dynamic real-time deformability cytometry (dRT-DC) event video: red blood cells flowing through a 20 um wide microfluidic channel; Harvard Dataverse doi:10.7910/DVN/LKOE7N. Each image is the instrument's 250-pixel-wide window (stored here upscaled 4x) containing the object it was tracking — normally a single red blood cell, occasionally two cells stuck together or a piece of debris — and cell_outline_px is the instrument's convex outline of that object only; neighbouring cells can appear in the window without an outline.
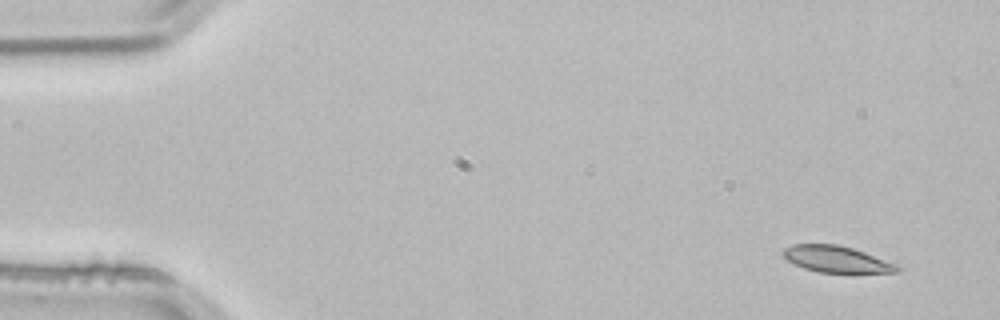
{"species": "common noctule bat (a hibernating species)", "species_latin": "Nyctalus noctula", "temperature_condition": "room temperature", "stored_images_in_passage": 4, "segment_of_instrument_passage": [1, 2], "camera_frame_rate_fps": 3000, "um_per_image_px": 0.085, "animal": {"sex": "male", "body_mass_g": 21.5, "forearm_length_mm": 52.0}, "frame": {"image": 1, "passage_image": 1, "time_ms": 0.0, "image_size_px": [1000, 320], "cell_outline_px": [[904, 268], [900, 272], [816, 272], [804, 268], [788, 260], [784, 256], [784, 248], [792, 244], [836, 244], [852, 248], [900, 264]], "centroid_in_image_um": [71.19, 22.03], "position_along_channel_um": 13.8, "area_um2": 17.57}}